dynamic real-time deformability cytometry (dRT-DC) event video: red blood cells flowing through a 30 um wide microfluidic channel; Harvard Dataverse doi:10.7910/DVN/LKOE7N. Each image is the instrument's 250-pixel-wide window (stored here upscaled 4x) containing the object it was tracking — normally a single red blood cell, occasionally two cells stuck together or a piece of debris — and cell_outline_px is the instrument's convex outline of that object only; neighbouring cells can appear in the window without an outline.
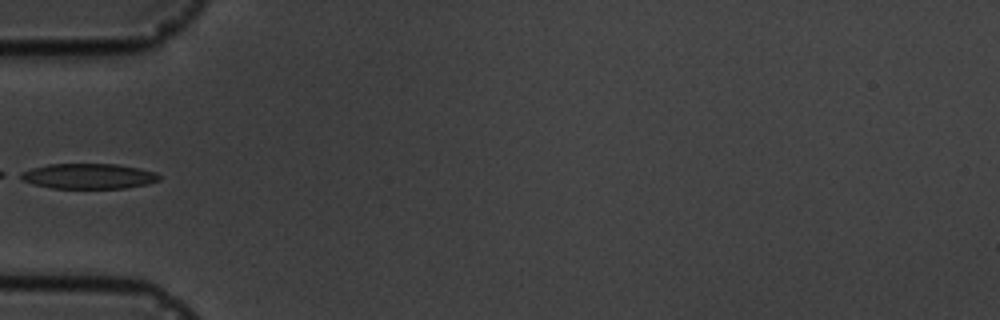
{"species": "common noctule bat (a hibernating species)", "species_latin": "Nyctalus noctula", "temperature_condition": "cold", "stored_images_in_passage": 6, "camera_frame_rate_fps": 3000, "um_per_image_px": 0.085, "animal": {"sex": "male", "body_mass_g": 19.5, "forearm_length_mm": 54.6}, "frame": {"image": 1, "passage_image": 3, "time_ms": 2.333, "image_size_px": [1000, 320], "cell_outline_px": [[160, 180], [148, 184], [124, 188], [52, 188], [32, 184], [20, 180], [12, 176], [20, 172], [32, 168], [48, 164], [116, 164], [140, 168], [156, 172], [160, 176]], "centroid_in_image_um": [7.45, 14.97], "position_along_channel_um": 77.5, "area_um2": 20.75}}
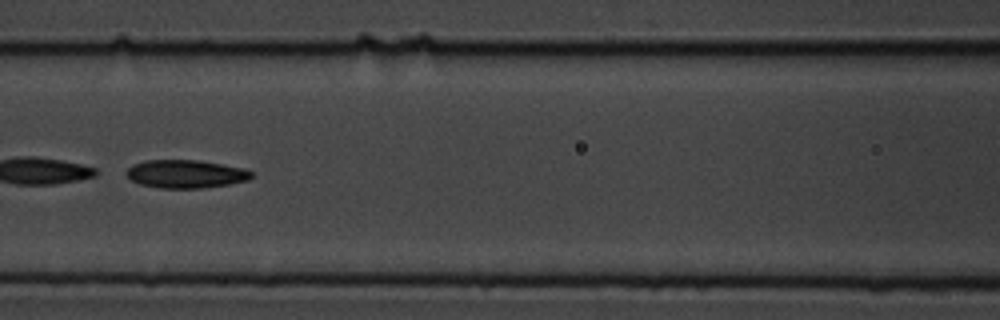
{"frame": {"image": 2, "passage_image": 5, "time_ms": 4.333, "image_size_px": [1000, 320], "cell_outline_px": [[252, 176], [248, 180], [228, 184], [204, 188], [160, 188], [140, 184], [132, 180], [124, 172], [132, 164], [144, 160], [200, 160], [244, 168], [252, 172]], "centroid_in_image_um": [15.77, 14.78], "position_along_channel_um": 150.8, "area_um2": 20.58}}
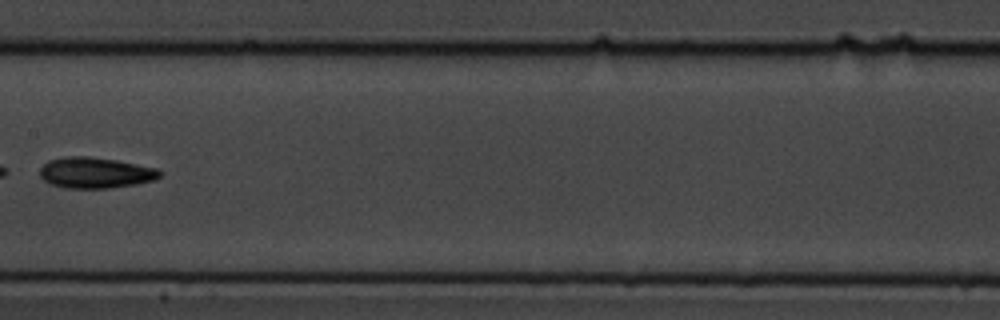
{"frame": {"image": 3, "passage_image": 6, "time_ms": 5.667, "image_size_px": [1000, 320], "cell_outline_px": [[160, 176], [156, 180], [136, 184], [108, 188], [64, 188], [48, 184], [40, 176], [40, 168], [48, 160], [64, 156], [88, 156], [116, 160], [156, 168], [160, 172]], "centroid_in_image_um": [8.06, 14.68], "position_along_channel_um": 199.3, "area_um2": 21.68}}